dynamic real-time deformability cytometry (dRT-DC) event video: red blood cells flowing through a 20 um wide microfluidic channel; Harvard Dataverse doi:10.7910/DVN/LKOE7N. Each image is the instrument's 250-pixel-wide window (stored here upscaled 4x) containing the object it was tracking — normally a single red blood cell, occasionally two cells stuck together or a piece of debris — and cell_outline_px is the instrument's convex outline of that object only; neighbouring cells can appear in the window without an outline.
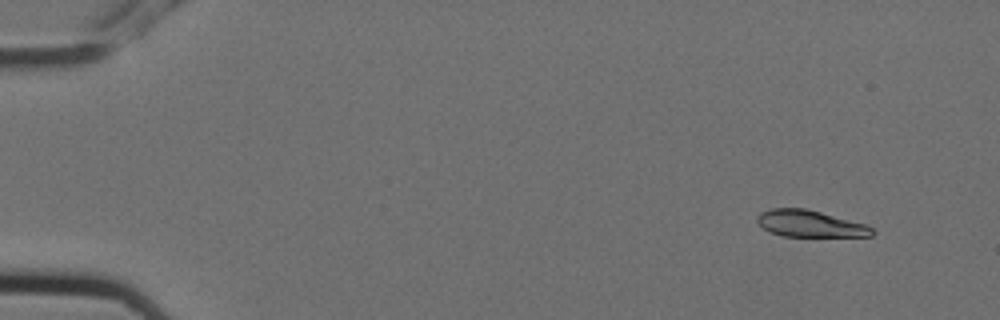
{"species": "Egyptian fruit bat (a non-hibernating species)", "species_latin": "Rousettus aegyptiacus", "temperature_condition": "cold", "stored_images_in_passage": 6, "camera_frame_rate_fps": 3000, "um_per_image_px": 0.085, "animal": {"sex": "female"}, "frame": {"image": 1, "passage_image": 1, "time_ms": 0.0, "image_size_px": [1000, 320], "cell_outline_px": [[876, 232], [872, 236], [780, 236], [768, 232], [756, 220], [756, 216], [760, 212], [772, 208], [804, 208], [868, 224]], "centroid_in_image_um": [68.85, 19.01], "position_along_channel_um": 16.1, "area_um2": 17.98}}
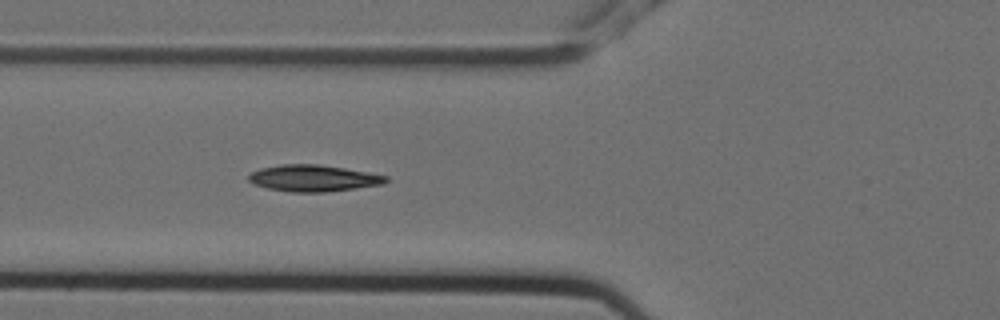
{"frame": {"image": 2, "passage_image": 6, "time_ms": 1.667, "image_size_px": [1000, 320], "cell_outline_px": [[388, 180], [384, 184], [328, 192], [292, 192], [268, 188], [252, 184], [248, 180], [248, 176], [252, 172], [260, 168], [280, 164], [320, 164], [368, 172], [388, 176]], "centroid_in_image_um": [26.63, 15.14], "position_along_channel_um": 99.2, "area_um2": 21.33}}